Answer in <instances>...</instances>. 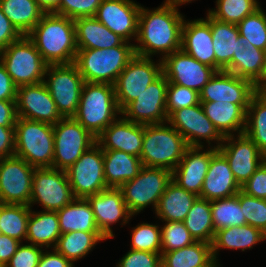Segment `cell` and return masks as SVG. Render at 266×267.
I'll return each instance as SVG.
<instances>
[{"mask_svg": "<svg viewBox=\"0 0 266 267\" xmlns=\"http://www.w3.org/2000/svg\"><path fill=\"white\" fill-rule=\"evenodd\" d=\"M183 16L178 8L163 4L156 10L141 7L136 40V55L149 57L164 52V57L181 49Z\"/></svg>", "mask_w": 266, "mask_h": 267, "instance_id": "1", "label": "cell"}, {"mask_svg": "<svg viewBox=\"0 0 266 267\" xmlns=\"http://www.w3.org/2000/svg\"><path fill=\"white\" fill-rule=\"evenodd\" d=\"M47 65L71 64L77 55L74 20L45 13L26 35Z\"/></svg>", "mask_w": 266, "mask_h": 267, "instance_id": "2", "label": "cell"}, {"mask_svg": "<svg viewBox=\"0 0 266 267\" xmlns=\"http://www.w3.org/2000/svg\"><path fill=\"white\" fill-rule=\"evenodd\" d=\"M124 41L120 46L103 49H78L75 64L85 82L114 85L119 74L136 55L134 45Z\"/></svg>", "mask_w": 266, "mask_h": 267, "instance_id": "3", "label": "cell"}, {"mask_svg": "<svg viewBox=\"0 0 266 267\" xmlns=\"http://www.w3.org/2000/svg\"><path fill=\"white\" fill-rule=\"evenodd\" d=\"M118 108L115 87L106 83L85 82L77 113L73 116L94 137H98L113 121Z\"/></svg>", "mask_w": 266, "mask_h": 267, "instance_id": "4", "label": "cell"}, {"mask_svg": "<svg viewBox=\"0 0 266 267\" xmlns=\"http://www.w3.org/2000/svg\"><path fill=\"white\" fill-rule=\"evenodd\" d=\"M164 123L144 125L141 163L173 171L189 147L183 136Z\"/></svg>", "mask_w": 266, "mask_h": 267, "instance_id": "5", "label": "cell"}, {"mask_svg": "<svg viewBox=\"0 0 266 267\" xmlns=\"http://www.w3.org/2000/svg\"><path fill=\"white\" fill-rule=\"evenodd\" d=\"M14 155L35 168H53V125L17 117Z\"/></svg>", "mask_w": 266, "mask_h": 267, "instance_id": "6", "label": "cell"}, {"mask_svg": "<svg viewBox=\"0 0 266 267\" xmlns=\"http://www.w3.org/2000/svg\"><path fill=\"white\" fill-rule=\"evenodd\" d=\"M0 61L17 87L43 82L47 64L34 43L23 35L0 52Z\"/></svg>", "mask_w": 266, "mask_h": 267, "instance_id": "7", "label": "cell"}, {"mask_svg": "<svg viewBox=\"0 0 266 267\" xmlns=\"http://www.w3.org/2000/svg\"><path fill=\"white\" fill-rule=\"evenodd\" d=\"M172 181V171L161 167L143 166L138 175L119 189L129 212L134 215L153 203L156 210L160 197Z\"/></svg>", "mask_w": 266, "mask_h": 267, "instance_id": "8", "label": "cell"}, {"mask_svg": "<svg viewBox=\"0 0 266 267\" xmlns=\"http://www.w3.org/2000/svg\"><path fill=\"white\" fill-rule=\"evenodd\" d=\"M53 168L67 170L97 141L74 117H63L55 125Z\"/></svg>", "mask_w": 266, "mask_h": 267, "instance_id": "9", "label": "cell"}, {"mask_svg": "<svg viewBox=\"0 0 266 267\" xmlns=\"http://www.w3.org/2000/svg\"><path fill=\"white\" fill-rule=\"evenodd\" d=\"M49 72V74L47 73ZM45 83L58 112L62 117H73L77 113L85 81L75 63L47 65Z\"/></svg>", "mask_w": 266, "mask_h": 267, "instance_id": "10", "label": "cell"}, {"mask_svg": "<svg viewBox=\"0 0 266 267\" xmlns=\"http://www.w3.org/2000/svg\"><path fill=\"white\" fill-rule=\"evenodd\" d=\"M66 174L75 198L86 199L107 189L101 146L96 142L66 170Z\"/></svg>", "mask_w": 266, "mask_h": 267, "instance_id": "11", "label": "cell"}, {"mask_svg": "<svg viewBox=\"0 0 266 267\" xmlns=\"http://www.w3.org/2000/svg\"><path fill=\"white\" fill-rule=\"evenodd\" d=\"M152 61L149 57L135 55L119 74L114 87L120 111L162 74V61L158 64Z\"/></svg>", "mask_w": 266, "mask_h": 267, "instance_id": "12", "label": "cell"}, {"mask_svg": "<svg viewBox=\"0 0 266 267\" xmlns=\"http://www.w3.org/2000/svg\"><path fill=\"white\" fill-rule=\"evenodd\" d=\"M75 197L65 170L52 167L35 168L32 181L31 204L39 202L46 211H59Z\"/></svg>", "mask_w": 266, "mask_h": 267, "instance_id": "13", "label": "cell"}, {"mask_svg": "<svg viewBox=\"0 0 266 267\" xmlns=\"http://www.w3.org/2000/svg\"><path fill=\"white\" fill-rule=\"evenodd\" d=\"M34 169L16 155L0 158V203L29 206Z\"/></svg>", "mask_w": 266, "mask_h": 267, "instance_id": "14", "label": "cell"}, {"mask_svg": "<svg viewBox=\"0 0 266 267\" xmlns=\"http://www.w3.org/2000/svg\"><path fill=\"white\" fill-rule=\"evenodd\" d=\"M168 80L162 73L122 111L124 118L143 125L166 123V96ZM165 121V122H164Z\"/></svg>", "mask_w": 266, "mask_h": 267, "instance_id": "15", "label": "cell"}, {"mask_svg": "<svg viewBox=\"0 0 266 267\" xmlns=\"http://www.w3.org/2000/svg\"><path fill=\"white\" fill-rule=\"evenodd\" d=\"M234 134L226 136L224 145L218 142V151L226 158L239 186H243L255 171L266 160V156L258 146L245 134H238V139L233 141ZM230 142V143H229Z\"/></svg>", "mask_w": 266, "mask_h": 267, "instance_id": "16", "label": "cell"}, {"mask_svg": "<svg viewBox=\"0 0 266 267\" xmlns=\"http://www.w3.org/2000/svg\"><path fill=\"white\" fill-rule=\"evenodd\" d=\"M161 59L162 73L168 83L178 84L198 93L217 72L214 68L199 62L182 49Z\"/></svg>", "mask_w": 266, "mask_h": 267, "instance_id": "17", "label": "cell"}, {"mask_svg": "<svg viewBox=\"0 0 266 267\" xmlns=\"http://www.w3.org/2000/svg\"><path fill=\"white\" fill-rule=\"evenodd\" d=\"M257 87L250 81L226 71L216 72L203 87L200 102L227 101L238 104L245 112Z\"/></svg>", "mask_w": 266, "mask_h": 267, "instance_id": "18", "label": "cell"}, {"mask_svg": "<svg viewBox=\"0 0 266 267\" xmlns=\"http://www.w3.org/2000/svg\"><path fill=\"white\" fill-rule=\"evenodd\" d=\"M16 113L17 117L51 125L63 118L44 82L17 88Z\"/></svg>", "mask_w": 266, "mask_h": 267, "instance_id": "19", "label": "cell"}, {"mask_svg": "<svg viewBox=\"0 0 266 267\" xmlns=\"http://www.w3.org/2000/svg\"><path fill=\"white\" fill-rule=\"evenodd\" d=\"M167 123L171 124L186 140L188 146H203L200 138L223 142L224 137L205 115L201 104L189 106L174 111Z\"/></svg>", "mask_w": 266, "mask_h": 267, "instance_id": "20", "label": "cell"}, {"mask_svg": "<svg viewBox=\"0 0 266 267\" xmlns=\"http://www.w3.org/2000/svg\"><path fill=\"white\" fill-rule=\"evenodd\" d=\"M141 6L131 0H103L94 17L129 42L137 37Z\"/></svg>", "mask_w": 266, "mask_h": 267, "instance_id": "21", "label": "cell"}, {"mask_svg": "<svg viewBox=\"0 0 266 267\" xmlns=\"http://www.w3.org/2000/svg\"><path fill=\"white\" fill-rule=\"evenodd\" d=\"M202 148L203 146H189L177 167L172 171V181L197 196L201 194L211 158L218 151V148L214 147L201 153L199 151Z\"/></svg>", "mask_w": 266, "mask_h": 267, "instance_id": "22", "label": "cell"}, {"mask_svg": "<svg viewBox=\"0 0 266 267\" xmlns=\"http://www.w3.org/2000/svg\"><path fill=\"white\" fill-rule=\"evenodd\" d=\"M86 199L91 205L98 229L106 239L114 237L111 224L116 223L120 218H123V224H125L132 216L119 188H107Z\"/></svg>", "mask_w": 266, "mask_h": 267, "instance_id": "23", "label": "cell"}, {"mask_svg": "<svg viewBox=\"0 0 266 267\" xmlns=\"http://www.w3.org/2000/svg\"><path fill=\"white\" fill-rule=\"evenodd\" d=\"M144 125L125 118L113 121L97 138L102 150H118L141 156Z\"/></svg>", "mask_w": 266, "mask_h": 267, "instance_id": "24", "label": "cell"}, {"mask_svg": "<svg viewBox=\"0 0 266 267\" xmlns=\"http://www.w3.org/2000/svg\"><path fill=\"white\" fill-rule=\"evenodd\" d=\"M240 190L241 187L236 182L228 161L217 151L211 158L201 194L198 197L213 201L235 196Z\"/></svg>", "mask_w": 266, "mask_h": 267, "instance_id": "25", "label": "cell"}, {"mask_svg": "<svg viewBox=\"0 0 266 267\" xmlns=\"http://www.w3.org/2000/svg\"><path fill=\"white\" fill-rule=\"evenodd\" d=\"M210 24L204 19L184 22L181 49L199 62L215 69V55Z\"/></svg>", "mask_w": 266, "mask_h": 267, "instance_id": "26", "label": "cell"}, {"mask_svg": "<svg viewBox=\"0 0 266 267\" xmlns=\"http://www.w3.org/2000/svg\"><path fill=\"white\" fill-rule=\"evenodd\" d=\"M206 21L211 27L215 70L223 71L231 63L233 55L241 48L239 29L237 25L219 21L209 13Z\"/></svg>", "mask_w": 266, "mask_h": 267, "instance_id": "27", "label": "cell"}, {"mask_svg": "<svg viewBox=\"0 0 266 267\" xmlns=\"http://www.w3.org/2000/svg\"><path fill=\"white\" fill-rule=\"evenodd\" d=\"M77 49H103L120 46L125 40L95 17L74 19Z\"/></svg>", "mask_w": 266, "mask_h": 267, "instance_id": "28", "label": "cell"}, {"mask_svg": "<svg viewBox=\"0 0 266 267\" xmlns=\"http://www.w3.org/2000/svg\"><path fill=\"white\" fill-rule=\"evenodd\" d=\"M265 52L250 42L241 41V48L223 70L250 80L256 87L264 83Z\"/></svg>", "mask_w": 266, "mask_h": 267, "instance_id": "29", "label": "cell"}, {"mask_svg": "<svg viewBox=\"0 0 266 267\" xmlns=\"http://www.w3.org/2000/svg\"><path fill=\"white\" fill-rule=\"evenodd\" d=\"M104 177L108 188H120L143 167L140 157L118 150H103Z\"/></svg>", "mask_w": 266, "mask_h": 267, "instance_id": "30", "label": "cell"}, {"mask_svg": "<svg viewBox=\"0 0 266 267\" xmlns=\"http://www.w3.org/2000/svg\"><path fill=\"white\" fill-rule=\"evenodd\" d=\"M205 115L223 136H231V132L242 134L246 126V112L238 105L227 101L200 102ZM232 130V131H231Z\"/></svg>", "mask_w": 266, "mask_h": 267, "instance_id": "31", "label": "cell"}, {"mask_svg": "<svg viewBox=\"0 0 266 267\" xmlns=\"http://www.w3.org/2000/svg\"><path fill=\"white\" fill-rule=\"evenodd\" d=\"M197 197L171 181L160 197L156 214L166 222H183Z\"/></svg>", "mask_w": 266, "mask_h": 267, "instance_id": "32", "label": "cell"}, {"mask_svg": "<svg viewBox=\"0 0 266 267\" xmlns=\"http://www.w3.org/2000/svg\"><path fill=\"white\" fill-rule=\"evenodd\" d=\"M161 253L162 267H217L211 244L195 241L181 249Z\"/></svg>", "mask_w": 266, "mask_h": 267, "instance_id": "33", "label": "cell"}, {"mask_svg": "<svg viewBox=\"0 0 266 267\" xmlns=\"http://www.w3.org/2000/svg\"><path fill=\"white\" fill-rule=\"evenodd\" d=\"M61 234L72 231L100 232L87 199L75 198L57 211Z\"/></svg>", "mask_w": 266, "mask_h": 267, "instance_id": "34", "label": "cell"}, {"mask_svg": "<svg viewBox=\"0 0 266 267\" xmlns=\"http://www.w3.org/2000/svg\"><path fill=\"white\" fill-rule=\"evenodd\" d=\"M264 239V233L260 229L248 224L215 231L211 243L213 259L216 263V253L221 247L229 249L241 248L244 251V249L252 248L253 245Z\"/></svg>", "mask_w": 266, "mask_h": 267, "instance_id": "35", "label": "cell"}, {"mask_svg": "<svg viewBox=\"0 0 266 267\" xmlns=\"http://www.w3.org/2000/svg\"><path fill=\"white\" fill-rule=\"evenodd\" d=\"M43 211L36 213L31 210L27 222L26 239L30 241L31 244L41 248L42 246H46L48 248L52 245L55 247L59 237L61 236L57 212Z\"/></svg>", "mask_w": 266, "mask_h": 267, "instance_id": "36", "label": "cell"}, {"mask_svg": "<svg viewBox=\"0 0 266 267\" xmlns=\"http://www.w3.org/2000/svg\"><path fill=\"white\" fill-rule=\"evenodd\" d=\"M0 7L22 35H27L45 14L36 0H0Z\"/></svg>", "mask_w": 266, "mask_h": 267, "instance_id": "37", "label": "cell"}, {"mask_svg": "<svg viewBox=\"0 0 266 267\" xmlns=\"http://www.w3.org/2000/svg\"><path fill=\"white\" fill-rule=\"evenodd\" d=\"M183 223L195 241L211 244L215 235L210 201L197 197Z\"/></svg>", "mask_w": 266, "mask_h": 267, "instance_id": "38", "label": "cell"}, {"mask_svg": "<svg viewBox=\"0 0 266 267\" xmlns=\"http://www.w3.org/2000/svg\"><path fill=\"white\" fill-rule=\"evenodd\" d=\"M105 239L101 232L72 231L61 234L53 249L72 262L85 256L97 242Z\"/></svg>", "mask_w": 266, "mask_h": 267, "instance_id": "39", "label": "cell"}, {"mask_svg": "<svg viewBox=\"0 0 266 267\" xmlns=\"http://www.w3.org/2000/svg\"><path fill=\"white\" fill-rule=\"evenodd\" d=\"M30 208L22 204L0 203V233L20 242L26 240Z\"/></svg>", "mask_w": 266, "mask_h": 267, "instance_id": "40", "label": "cell"}, {"mask_svg": "<svg viewBox=\"0 0 266 267\" xmlns=\"http://www.w3.org/2000/svg\"><path fill=\"white\" fill-rule=\"evenodd\" d=\"M244 133L266 156V100L258 93L251 98L247 108Z\"/></svg>", "mask_w": 266, "mask_h": 267, "instance_id": "41", "label": "cell"}, {"mask_svg": "<svg viewBox=\"0 0 266 267\" xmlns=\"http://www.w3.org/2000/svg\"><path fill=\"white\" fill-rule=\"evenodd\" d=\"M210 205L215 231L246 225V219L240 207L239 192L229 198L210 201Z\"/></svg>", "mask_w": 266, "mask_h": 267, "instance_id": "42", "label": "cell"}, {"mask_svg": "<svg viewBox=\"0 0 266 267\" xmlns=\"http://www.w3.org/2000/svg\"><path fill=\"white\" fill-rule=\"evenodd\" d=\"M259 8L256 0H217L216 10L208 13L219 21L237 25Z\"/></svg>", "mask_w": 266, "mask_h": 267, "instance_id": "43", "label": "cell"}, {"mask_svg": "<svg viewBox=\"0 0 266 267\" xmlns=\"http://www.w3.org/2000/svg\"><path fill=\"white\" fill-rule=\"evenodd\" d=\"M240 38L258 49H266V14L261 8L237 24Z\"/></svg>", "mask_w": 266, "mask_h": 267, "instance_id": "44", "label": "cell"}, {"mask_svg": "<svg viewBox=\"0 0 266 267\" xmlns=\"http://www.w3.org/2000/svg\"><path fill=\"white\" fill-rule=\"evenodd\" d=\"M161 252H169L195 242L183 222H167L161 229Z\"/></svg>", "mask_w": 266, "mask_h": 267, "instance_id": "45", "label": "cell"}, {"mask_svg": "<svg viewBox=\"0 0 266 267\" xmlns=\"http://www.w3.org/2000/svg\"><path fill=\"white\" fill-rule=\"evenodd\" d=\"M239 202L246 224L264 233L266 231V199L249 196L240 190Z\"/></svg>", "mask_w": 266, "mask_h": 267, "instance_id": "46", "label": "cell"}, {"mask_svg": "<svg viewBox=\"0 0 266 267\" xmlns=\"http://www.w3.org/2000/svg\"><path fill=\"white\" fill-rule=\"evenodd\" d=\"M156 225L143 223L133 229L132 247L134 250L159 253L161 250V230Z\"/></svg>", "mask_w": 266, "mask_h": 267, "instance_id": "47", "label": "cell"}, {"mask_svg": "<svg viewBox=\"0 0 266 267\" xmlns=\"http://www.w3.org/2000/svg\"><path fill=\"white\" fill-rule=\"evenodd\" d=\"M200 103V94L190 88L168 83L166 113L169 117L174 111Z\"/></svg>", "mask_w": 266, "mask_h": 267, "instance_id": "48", "label": "cell"}, {"mask_svg": "<svg viewBox=\"0 0 266 267\" xmlns=\"http://www.w3.org/2000/svg\"><path fill=\"white\" fill-rule=\"evenodd\" d=\"M103 0H61L59 8L54 14L77 19L80 17H94Z\"/></svg>", "mask_w": 266, "mask_h": 267, "instance_id": "49", "label": "cell"}, {"mask_svg": "<svg viewBox=\"0 0 266 267\" xmlns=\"http://www.w3.org/2000/svg\"><path fill=\"white\" fill-rule=\"evenodd\" d=\"M117 267H162L161 254L131 249Z\"/></svg>", "mask_w": 266, "mask_h": 267, "instance_id": "50", "label": "cell"}, {"mask_svg": "<svg viewBox=\"0 0 266 267\" xmlns=\"http://www.w3.org/2000/svg\"><path fill=\"white\" fill-rule=\"evenodd\" d=\"M42 253V249L33 244L19 245L5 267H37Z\"/></svg>", "mask_w": 266, "mask_h": 267, "instance_id": "51", "label": "cell"}, {"mask_svg": "<svg viewBox=\"0 0 266 267\" xmlns=\"http://www.w3.org/2000/svg\"><path fill=\"white\" fill-rule=\"evenodd\" d=\"M241 191L252 197L266 199V160L241 186Z\"/></svg>", "mask_w": 266, "mask_h": 267, "instance_id": "52", "label": "cell"}, {"mask_svg": "<svg viewBox=\"0 0 266 267\" xmlns=\"http://www.w3.org/2000/svg\"><path fill=\"white\" fill-rule=\"evenodd\" d=\"M23 35L15 28L10 20L4 15L0 7V52L17 41Z\"/></svg>", "mask_w": 266, "mask_h": 267, "instance_id": "53", "label": "cell"}, {"mask_svg": "<svg viewBox=\"0 0 266 267\" xmlns=\"http://www.w3.org/2000/svg\"><path fill=\"white\" fill-rule=\"evenodd\" d=\"M15 153V126H0V158Z\"/></svg>", "mask_w": 266, "mask_h": 267, "instance_id": "54", "label": "cell"}, {"mask_svg": "<svg viewBox=\"0 0 266 267\" xmlns=\"http://www.w3.org/2000/svg\"><path fill=\"white\" fill-rule=\"evenodd\" d=\"M17 88L0 61V100L16 101Z\"/></svg>", "mask_w": 266, "mask_h": 267, "instance_id": "55", "label": "cell"}, {"mask_svg": "<svg viewBox=\"0 0 266 267\" xmlns=\"http://www.w3.org/2000/svg\"><path fill=\"white\" fill-rule=\"evenodd\" d=\"M22 242L0 233V265L6 266Z\"/></svg>", "mask_w": 266, "mask_h": 267, "instance_id": "56", "label": "cell"}, {"mask_svg": "<svg viewBox=\"0 0 266 267\" xmlns=\"http://www.w3.org/2000/svg\"><path fill=\"white\" fill-rule=\"evenodd\" d=\"M54 252L42 253L37 267H73V262L66 259L61 253L53 249Z\"/></svg>", "mask_w": 266, "mask_h": 267, "instance_id": "57", "label": "cell"}, {"mask_svg": "<svg viewBox=\"0 0 266 267\" xmlns=\"http://www.w3.org/2000/svg\"><path fill=\"white\" fill-rule=\"evenodd\" d=\"M16 101L0 100V126H15Z\"/></svg>", "mask_w": 266, "mask_h": 267, "instance_id": "58", "label": "cell"}, {"mask_svg": "<svg viewBox=\"0 0 266 267\" xmlns=\"http://www.w3.org/2000/svg\"><path fill=\"white\" fill-rule=\"evenodd\" d=\"M61 0H36L38 6L44 13H54L58 8Z\"/></svg>", "mask_w": 266, "mask_h": 267, "instance_id": "59", "label": "cell"}, {"mask_svg": "<svg viewBox=\"0 0 266 267\" xmlns=\"http://www.w3.org/2000/svg\"><path fill=\"white\" fill-rule=\"evenodd\" d=\"M191 2L192 0H166V2H164V4L172 6L174 8H177V6L179 4H183L185 2Z\"/></svg>", "mask_w": 266, "mask_h": 267, "instance_id": "60", "label": "cell"}, {"mask_svg": "<svg viewBox=\"0 0 266 267\" xmlns=\"http://www.w3.org/2000/svg\"><path fill=\"white\" fill-rule=\"evenodd\" d=\"M257 93L266 100V83L260 84L257 87Z\"/></svg>", "mask_w": 266, "mask_h": 267, "instance_id": "61", "label": "cell"}, {"mask_svg": "<svg viewBox=\"0 0 266 267\" xmlns=\"http://www.w3.org/2000/svg\"><path fill=\"white\" fill-rule=\"evenodd\" d=\"M264 52H265L264 83H266V49L264 50Z\"/></svg>", "mask_w": 266, "mask_h": 267, "instance_id": "62", "label": "cell"}]
</instances>
